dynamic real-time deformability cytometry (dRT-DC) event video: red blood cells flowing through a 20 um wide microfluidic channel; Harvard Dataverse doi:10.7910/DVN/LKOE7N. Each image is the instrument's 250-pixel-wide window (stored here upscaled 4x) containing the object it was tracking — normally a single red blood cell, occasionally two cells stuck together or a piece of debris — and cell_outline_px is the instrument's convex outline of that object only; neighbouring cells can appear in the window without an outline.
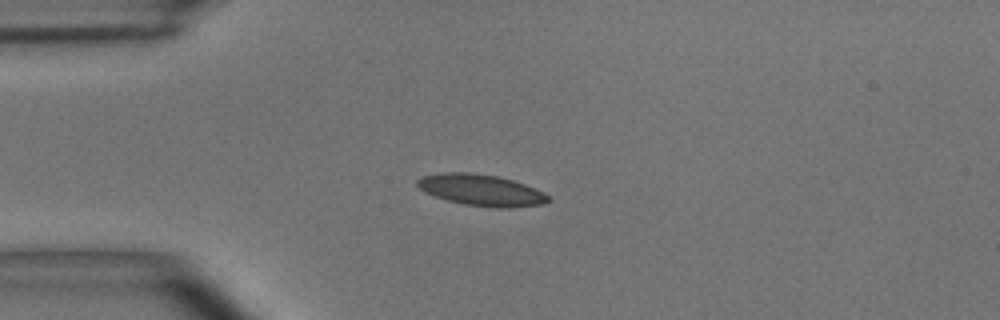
{"species": "common noctule bat (a hibernating species)", "species_latin": "Nyctalus noctula", "temperature_condition": "room temperature", "stored_images_in_passage": 7, "camera_frame_rate_fps": 3000, "um_per_image_px": 0.085, "animal": {"sex": "male", "body_mass_g": 15.6}, "frame": {"image": 1, "passage_image": 3, "time_ms": 0.667, "image_size_px": [1000, 320], "cell_outline_px": [[552, 200], [544, 204], [508, 208], [496, 208], [464, 204], [448, 200], [436, 196], [420, 188], [416, 184], [416, 180], [420, 176], [440, 172], [468, 172], [496, 176], [512, 180], [524, 184], [544, 192]], "centroid_in_image_um": [40.91, 16.15], "position_along_channel_um": 44.1, "area_um2": 23.87}}
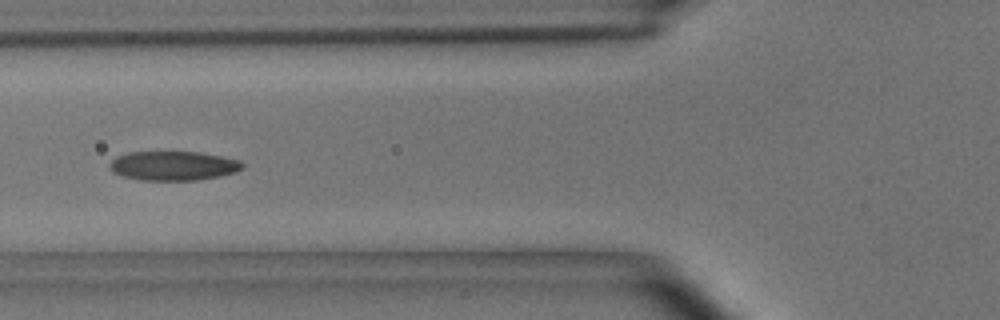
{"frame": {"image": 2, "passage_image": 5, "time_ms": 1.333, "image_size_px": [1000, 320], "cell_outline_px": [[244, 168], [236, 172], [220, 176], [200, 180], [140, 180], [124, 176], [112, 172], [108, 168], [108, 164], [116, 156], [128, 152], [200, 152], [240, 160], [244, 164]], "centroid_in_image_um": [14.73, 14.09], "position_along_channel_um": 111.1, "area_um2": 22.83}}